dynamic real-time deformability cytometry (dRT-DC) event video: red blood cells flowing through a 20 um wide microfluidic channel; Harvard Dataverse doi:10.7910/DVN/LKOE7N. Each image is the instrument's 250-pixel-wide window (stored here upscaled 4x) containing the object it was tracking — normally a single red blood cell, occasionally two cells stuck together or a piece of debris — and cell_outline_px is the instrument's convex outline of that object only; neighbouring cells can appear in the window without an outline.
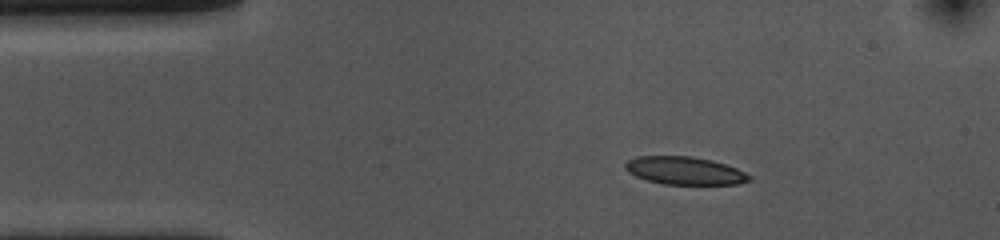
{"species": "common noctule bat (a hibernating species)", "species_latin": "Nyctalus noctula", "temperature_condition": "cold", "stored_images_in_passage": 46, "camera_frame_rate_fps": 3000, "um_per_image_px": 0.085, "animal": {"sex": "female", "body_mass_g": 10.0, "forearm_length_mm": 53.1}, "frame": {"image": 1, "passage_image": 1, "time_ms": 0.0, "image_size_px": [1000, 240], "cell_outline_px": [[752, 180], [736, 184], [664, 184], [648, 180], [636, 176], [628, 172], [624, 168], [624, 164], [628, 160], [636, 156], [692, 156], [712, 160], [736, 168], [752, 176]], "centroid_in_image_um": [58.19, 14.5], "position_along_channel_um": 26.8, "area_um2": 20.11}}
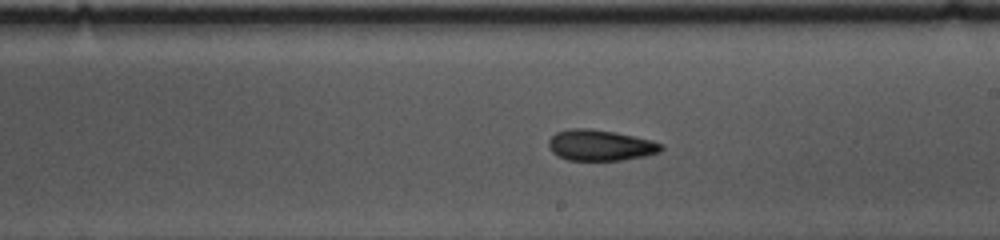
{"frame": {"image": 2, "passage_image": 22, "time_ms": 7.0, "image_size_px": [1000, 240], "cell_outline_px": [[664, 148], [660, 152], [644, 156], [624, 160], [568, 160], [552, 152], [548, 144], [548, 140], [556, 132], [568, 128], [588, 128], [616, 132], [652, 140], [664, 144]], "centroid_in_image_um": [51.05, 12.34], "position_along_channel_um": 238.0, "area_um2": 20.4}}
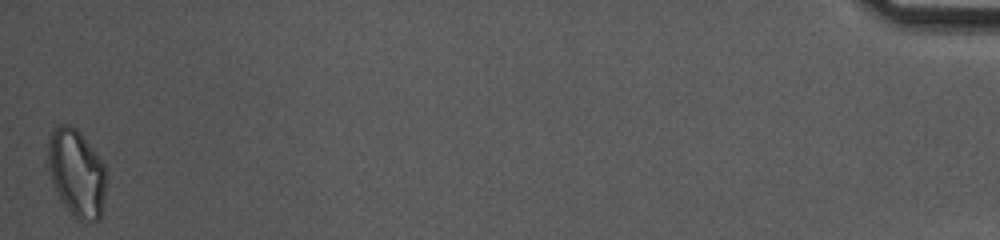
{"frame": {"image": 3, "passage_image": 46, "time_ms": 15.0, "image_size_px": [1000, 240], "cell_outline_px": [[104, 200], [100, 216], [96, 220], [88, 220], [76, 216], [60, 200], [52, 184], [48, 168], [48, 140], [52, 132], [60, 124], [68, 124], [76, 128], [80, 132], [104, 164]], "centroid_in_image_um": [6.47, 14.65], "position_along_channel_um": 428.7, "area_um2": 28.96}, "authors_computed_cell_mechanics": {"area_um2": 20.808, "velocity_mm_per_s": 3.6475, "shape_relaxation_time_tau1_ms": 6.6307, "shape_relaxation_time_tau2_ms": 3.6989, "deformation_change_tau1": 0.1233, "deformation_change_tau2": 0.0933}}